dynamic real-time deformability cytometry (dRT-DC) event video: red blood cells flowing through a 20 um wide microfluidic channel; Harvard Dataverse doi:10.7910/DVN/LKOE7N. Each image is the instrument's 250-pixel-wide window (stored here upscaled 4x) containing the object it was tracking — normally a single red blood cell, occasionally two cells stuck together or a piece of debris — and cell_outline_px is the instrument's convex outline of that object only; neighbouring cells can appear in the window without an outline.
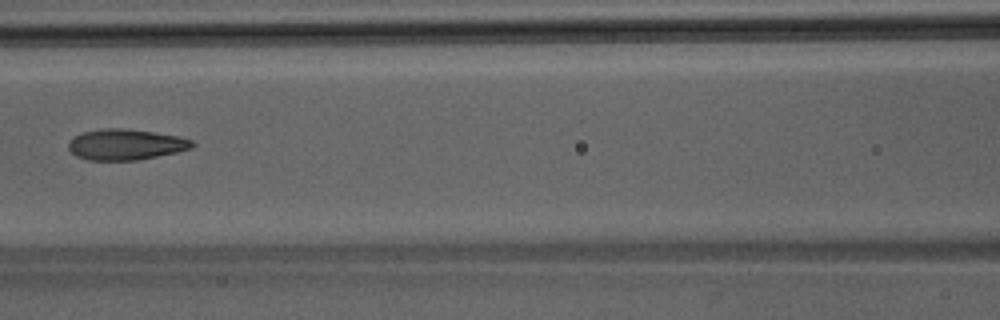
{"species": "Egyptian fruit bat (a non-hibernating species)", "species_latin": "Rousettus aegyptiacus", "temperature_condition": "room temperature", "stored_images_in_passage": 37, "camera_frame_rate_fps": 3000, "um_per_image_px": 0.085, "animal": {"sex": "male"}, "frame": {"image": 1, "passage_image": 12, "time_ms": 3.667, "image_size_px": [1000, 320], "cell_outline_px": [[196, 144], [192, 148], [176, 152], [136, 160], [88, 160], [76, 156], [68, 148], [68, 144], [76, 136], [84, 132], [104, 128], [124, 128], [152, 132], [176, 136], [192, 140]], "centroid_in_image_um": [10.69, 12.28], "position_along_channel_um": 155.9, "area_um2": 21.91}}
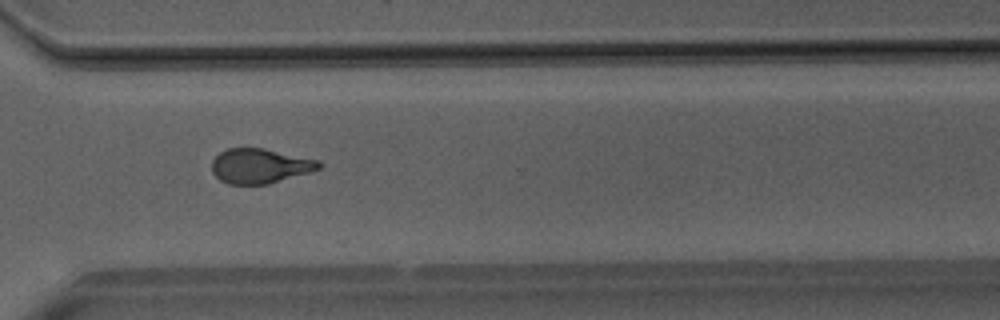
{"frame": {"image": 2, "passage_image": 25, "time_ms": 8.0, "image_size_px": [1000, 320], "cell_outline_px": [[324, 164], [320, 168], [308, 172], [268, 184], [228, 184], [220, 180], [212, 172], [212, 160], [220, 152], [228, 148], [264, 148], [320, 160]], "centroid_in_image_um": [22.1, 14.1], "position_along_channel_um": 348.5, "area_um2": 21.68}}
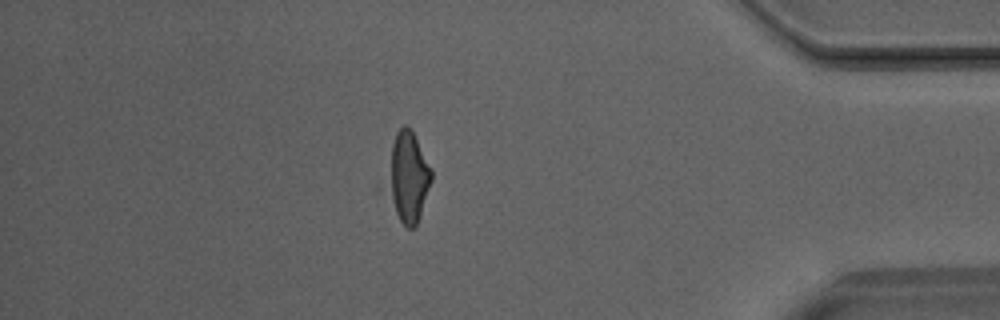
{"frame": {"image": 3, "passage_image": 31, "time_ms": 10.0, "image_size_px": [1000, 320], "cell_outline_px": [[432, 180], [416, 228], [408, 228], [400, 220], [384, 188], [384, 184], [392, 144], [396, 132], [404, 124], [408, 124], [432, 168]], "centroid_in_image_um": [34.66, 15.05], "position_along_channel_um": 400.5, "area_um2": 23.52}}